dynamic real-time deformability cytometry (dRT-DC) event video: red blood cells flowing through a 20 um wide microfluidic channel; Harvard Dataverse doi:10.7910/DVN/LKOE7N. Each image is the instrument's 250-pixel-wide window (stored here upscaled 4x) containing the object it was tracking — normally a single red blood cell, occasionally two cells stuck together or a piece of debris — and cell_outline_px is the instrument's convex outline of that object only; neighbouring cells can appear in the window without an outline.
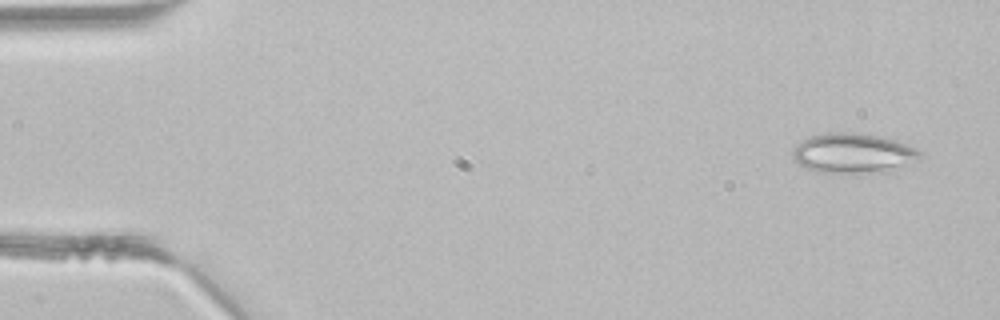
{"species": "common noctule bat (a hibernating species)", "species_latin": "Nyctalus noctula", "temperature_condition": "room temperature", "stored_images_in_passage": 3, "camera_frame_rate_fps": 3000, "um_per_image_px": 0.085, "animal": {"sex": "male", "body_mass_g": 21.5, "forearm_length_mm": 52.0}, "frame": {"image": 1, "passage_image": 1, "time_ms": 0.0, "image_size_px": [1000, 320], "cell_outline_px": [[924, 156], [920, 160], [884, 168], [860, 172], [816, 172], [800, 164], [792, 156], [792, 152], [796, 144], [812, 136], [828, 132], [852, 132], [880, 136], [916, 148]], "centroid_in_image_um": [72.44, 12.98], "position_along_channel_um": 12.6, "area_um2": 28.38}}